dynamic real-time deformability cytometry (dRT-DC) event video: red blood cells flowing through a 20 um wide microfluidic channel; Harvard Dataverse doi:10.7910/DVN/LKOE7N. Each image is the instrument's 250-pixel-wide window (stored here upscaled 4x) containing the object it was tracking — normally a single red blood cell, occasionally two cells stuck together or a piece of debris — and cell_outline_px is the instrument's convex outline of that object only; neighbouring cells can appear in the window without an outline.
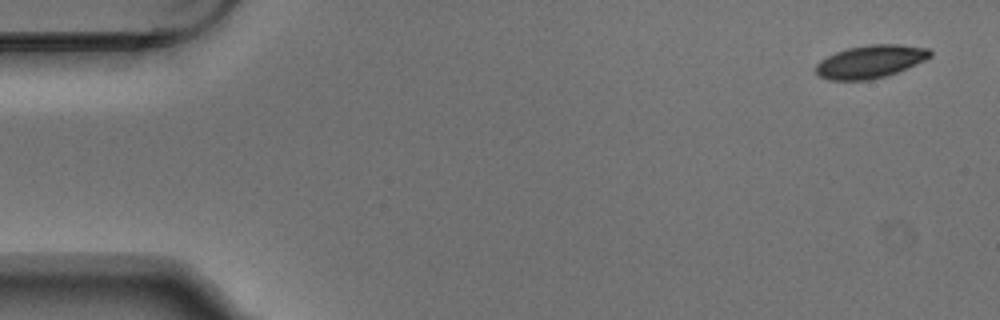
{"species": "Egyptian fruit bat (a non-hibernating species)", "species_latin": "Rousettus aegyptiacus", "temperature_condition": "warm", "stored_images_in_passage": 8, "camera_frame_rate_fps": 3000, "um_per_image_px": 0.085, "animal": {"sex": "male"}, "frame": {"image": 1, "passage_image": 1, "time_ms": 0.0, "image_size_px": [1000, 320], "cell_outline_px": [[932, 56], [916, 64], [896, 72], [872, 80], [828, 80], [820, 76], [816, 72], [816, 64], [820, 60], [836, 52], [848, 48], [868, 44], [900, 44], [928, 48], [932, 52]], "centroid_in_image_um": [73.98, 5.23], "position_along_channel_um": 11.0, "area_um2": 21.85}}
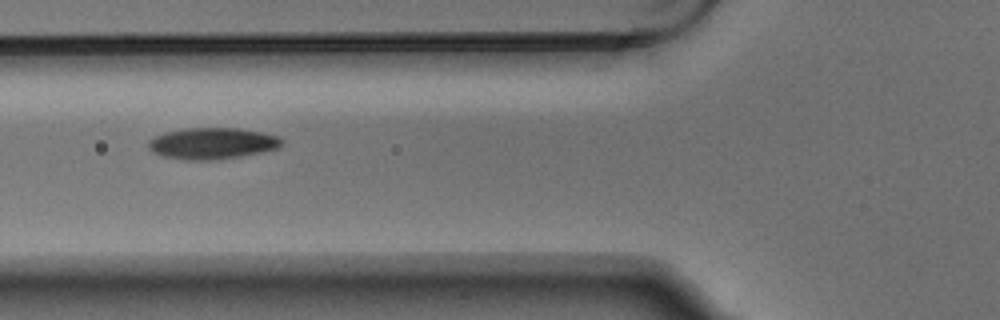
{"frame": {"image": 2, "passage_image": 6, "time_ms": 1.667, "image_size_px": [1000, 320], "cell_outline_px": [[284, 144], [280, 148], [264, 152], [216, 160], [184, 160], [160, 156], [152, 152], [148, 148], [148, 140], [164, 132], [184, 128], [240, 128], [280, 136], [284, 140]], "centroid_in_image_um": [18.06, 12.19], "position_along_channel_um": 107.7, "area_um2": 24.85}}
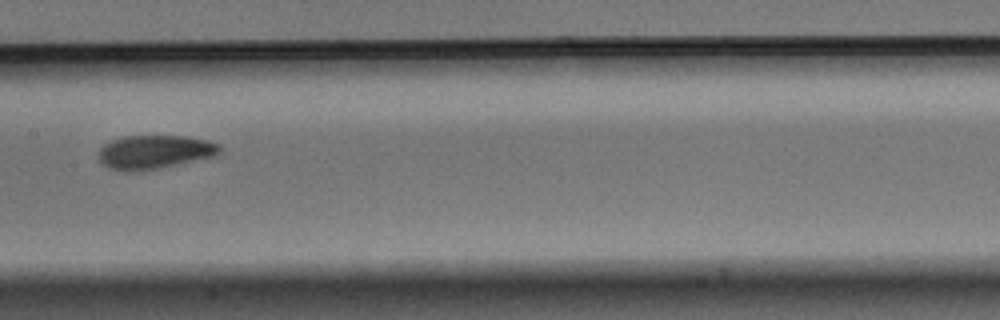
{"frame": {"image": 3, "passage_image": 8, "time_ms": 2.333, "image_size_px": [1000, 320], "cell_outline_px": [[220, 152], [212, 156], [160, 168], [136, 172], [128, 172], [108, 168], [100, 160], [100, 148], [104, 144], [112, 140], [124, 136], [188, 136], [208, 140], [220, 144]], "centroid_in_image_um": [13.13, 12.92], "position_along_channel_um": 194.3, "area_um2": 23.7}}